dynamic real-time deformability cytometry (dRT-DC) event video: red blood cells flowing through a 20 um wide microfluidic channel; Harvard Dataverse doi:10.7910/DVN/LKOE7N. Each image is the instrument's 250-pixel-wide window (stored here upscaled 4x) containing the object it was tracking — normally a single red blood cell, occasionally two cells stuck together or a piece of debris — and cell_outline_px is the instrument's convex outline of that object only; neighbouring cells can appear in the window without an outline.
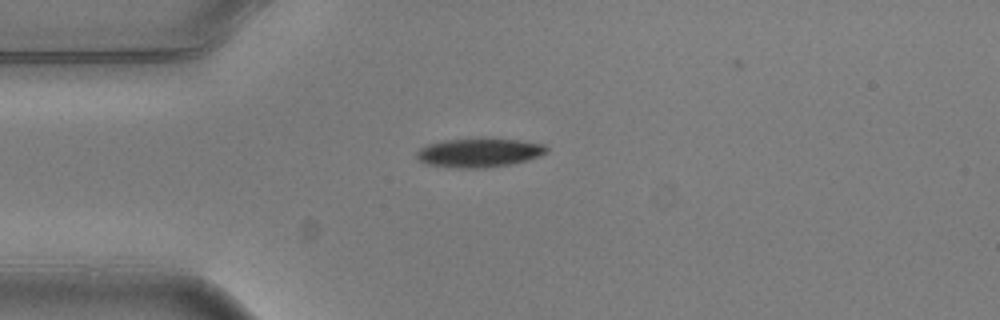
{"species": "common noctule bat (a hibernating species)", "species_latin": "Nyctalus noctula", "temperature_condition": "warm", "stored_images_in_passage": 2, "camera_frame_rate_fps": 3000, "um_per_image_px": 0.085, "animal": {"sex": "male", "body_mass_g": 20.5, "forearm_length_mm": 52.5}, "frame": {"image": 1, "passage_image": 1, "time_ms": 0.0, "image_size_px": [1000, 320], "cell_outline_px": [[548, 152], [540, 156], [528, 160], [512, 164], [488, 168], [448, 168], [424, 164], [416, 156], [416, 152], [420, 148], [428, 144], [444, 140], [480, 136], [484, 136], [520, 140], [544, 144], [548, 148]], "centroid_in_image_um": [40.73, 12.96], "position_along_channel_um": 44.3, "area_um2": 22.95}}
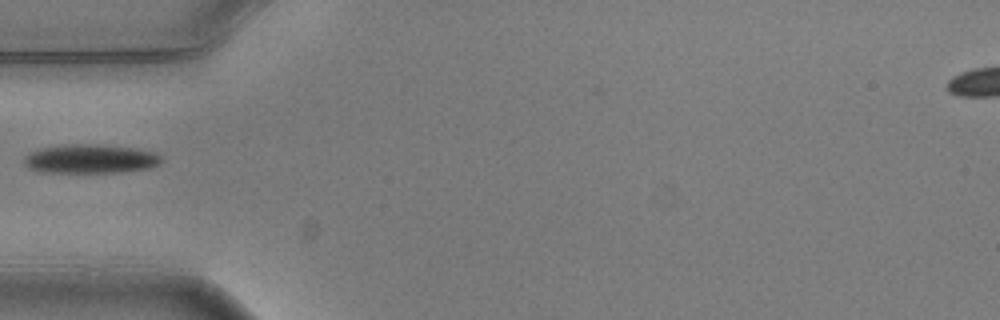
{"frame": {"image": 2, "passage_image": 2, "time_ms": 0.333, "image_size_px": [1000, 320], "cell_outline_px": [[164, 160], [160, 164], [152, 168], [120, 172], [36, 172], [28, 168], [24, 164], [24, 156], [40, 148], [60, 144], [96, 144], [132, 148], [156, 152]], "centroid_in_image_um": [7.68, 13.5], "position_along_channel_um": 77.3, "area_um2": 23.47}}